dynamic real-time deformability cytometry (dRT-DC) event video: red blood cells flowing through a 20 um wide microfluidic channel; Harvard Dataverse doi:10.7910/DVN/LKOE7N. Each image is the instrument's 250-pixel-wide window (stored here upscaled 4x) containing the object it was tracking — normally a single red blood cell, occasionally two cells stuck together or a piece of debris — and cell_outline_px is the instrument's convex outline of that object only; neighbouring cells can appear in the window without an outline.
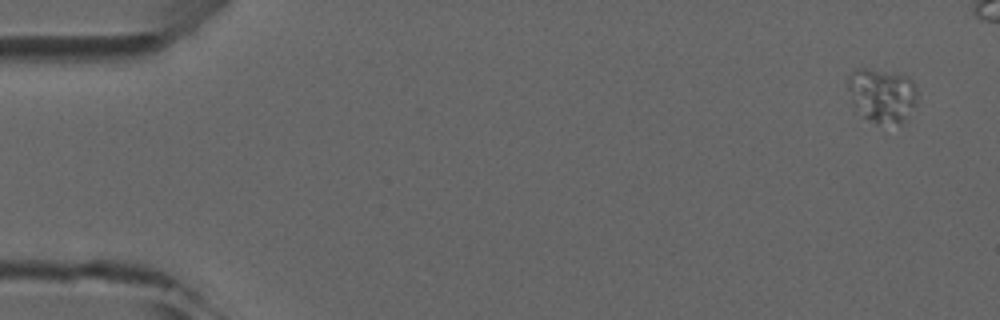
{"species": "common noctule bat (a hibernating species)", "species_latin": "Nyctalus noctula", "temperature_condition": "room temperature", "stored_images_in_passage": 6, "camera_frame_rate_fps": 3000, "um_per_image_px": 0.085, "animal": {"sex": "male", "forearm_length_mm": 52.5}, "frame": {"image": 1, "passage_image": 1, "time_ms": 0.0, "image_size_px": [1000, 320], "cell_outline_px": [[916, 104], [908, 116], [900, 124], [876, 124], [864, 116], [852, 104], [848, 88], [848, 76], [856, 68], [864, 68], [908, 76], [912, 80], [916, 88]], "centroid_in_image_um": [74.97, 8.11], "position_along_channel_um": 10.0, "area_um2": 21.85}}